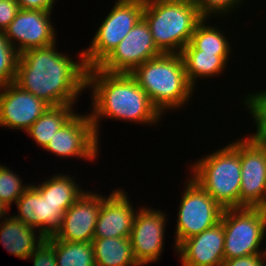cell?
Masks as SVG:
<instances>
[{
    "label": "cell",
    "mask_w": 266,
    "mask_h": 266,
    "mask_svg": "<svg viewBox=\"0 0 266 266\" xmlns=\"http://www.w3.org/2000/svg\"><path fill=\"white\" fill-rule=\"evenodd\" d=\"M53 45L26 50L19 54L14 83L50 106L75 105L86 90L87 67L83 51L76 62Z\"/></svg>",
    "instance_id": "obj_1"
},
{
    "label": "cell",
    "mask_w": 266,
    "mask_h": 266,
    "mask_svg": "<svg viewBox=\"0 0 266 266\" xmlns=\"http://www.w3.org/2000/svg\"><path fill=\"white\" fill-rule=\"evenodd\" d=\"M86 89L92 90L89 115L98 139L101 138L99 123L104 117L149 126L164 116L131 74L108 73L97 66L91 67L87 69Z\"/></svg>",
    "instance_id": "obj_2"
},
{
    "label": "cell",
    "mask_w": 266,
    "mask_h": 266,
    "mask_svg": "<svg viewBox=\"0 0 266 266\" xmlns=\"http://www.w3.org/2000/svg\"><path fill=\"white\" fill-rule=\"evenodd\" d=\"M130 74L161 114L180 109L195 93V88L187 80L180 54L162 53L139 65Z\"/></svg>",
    "instance_id": "obj_3"
},
{
    "label": "cell",
    "mask_w": 266,
    "mask_h": 266,
    "mask_svg": "<svg viewBox=\"0 0 266 266\" xmlns=\"http://www.w3.org/2000/svg\"><path fill=\"white\" fill-rule=\"evenodd\" d=\"M191 164L190 176L223 209L240 208V139Z\"/></svg>",
    "instance_id": "obj_4"
},
{
    "label": "cell",
    "mask_w": 266,
    "mask_h": 266,
    "mask_svg": "<svg viewBox=\"0 0 266 266\" xmlns=\"http://www.w3.org/2000/svg\"><path fill=\"white\" fill-rule=\"evenodd\" d=\"M143 18L162 53L180 54L203 19L196 5L144 2Z\"/></svg>",
    "instance_id": "obj_5"
},
{
    "label": "cell",
    "mask_w": 266,
    "mask_h": 266,
    "mask_svg": "<svg viewBox=\"0 0 266 266\" xmlns=\"http://www.w3.org/2000/svg\"><path fill=\"white\" fill-rule=\"evenodd\" d=\"M220 221L224 225V260L266 253V208L242 207L224 209Z\"/></svg>",
    "instance_id": "obj_6"
},
{
    "label": "cell",
    "mask_w": 266,
    "mask_h": 266,
    "mask_svg": "<svg viewBox=\"0 0 266 266\" xmlns=\"http://www.w3.org/2000/svg\"><path fill=\"white\" fill-rule=\"evenodd\" d=\"M115 4L83 51L87 68L98 66L143 18L144 0H115Z\"/></svg>",
    "instance_id": "obj_7"
},
{
    "label": "cell",
    "mask_w": 266,
    "mask_h": 266,
    "mask_svg": "<svg viewBox=\"0 0 266 266\" xmlns=\"http://www.w3.org/2000/svg\"><path fill=\"white\" fill-rule=\"evenodd\" d=\"M186 183L177 213L175 251L182 241L220 222L224 210L194 179L188 177Z\"/></svg>",
    "instance_id": "obj_8"
},
{
    "label": "cell",
    "mask_w": 266,
    "mask_h": 266,
    "mask_svg": "<svg viewBox=\"0 0 266 266\" xmlns=\"http://www.w3.org/2000/svg\"><path fill=\"white\" fill-rule=\"evenodd\" d=\"M161 54L142 18L97 67L108 73L130 74L139 65Z\"/></svg>",
    "instance_id": "obj_9"
},
{
    "label": "cell",
    "mask_w": 266,
    "mask_h": 266,
    "mask_svg": "<svg viewBox=\"0 0 266 266\" xmlns=\"http://www.w3.org/2000/svg\"><path fill=\"white\" fill-rule=\"evenodd\" d=\"M76 114L64 125L44 148L57 157H77L95 161L99 155V139L95 133L89 113Z\"/></svg>",
    "instance_id": "obj_10"
},
{
    "label": "cell",
    "mask_w": 266,
    "mask_h": 266,
    "mask_svg": "<svg viewBox=\"0 0 266 266\" xmlns=\"http://www.w3.org/2000/svg\"><path fill=\"white\" fill-rule=\"evenodd\" d=\"M240 208H265L266 142L240 138Z\"/></svg>",
    "instance_id": "obj_11"
},
{
    "label": "cell",
    "mask_w": 266,
    "mask_h": 266,
    "mask_svg": "<svg viewBox=\"0 0 266 266\" xmlns=\"http://www.w3.org/2000/svg\"><path fill=\"white\" fill-rule=\"evenodd\" d=\"M166 214L161 209L140 207L134 217L130 242L139 266L156 262L164 251Z\"/></svg>",
    "instance_id": "obj_12"
},
{
    "label": "cell",
    "mask_w": 266,
    "mask_h": 266,
    "mask_svg": "<svg viewBox=\"0 0 266 266\" xmlns=\"http://www.w3.org/2000/svg\"><path fill=\"white\" fill-rule=\"evenodd\" d=\"M51 13L42 10L20 9L5 28L4 35L19 54L32 48L56 43L55 37L57 36L54 25L51 23Z\"/></svg>",
    "instance_id": "obj_13"
},
{
    "label": "cell",
    "mask_w": 266,
    "mask_h": 266,
    "mask_svg": "<svg viewBox=\"0 0 266 266\" xmlns=\"http://www.w3.org/2000/svg\"><path fill=\"white\" fill-rule=\"evenodd\" d=\"M0 127L25 130L50 107L14 82L0 86Z\"/></svg>",
    "instance_id": "obj_14"
},
{
    "label": "cell",
    "mask_w": 266,
    "mask_h": 266,
    "mask_svg": "<svg viewBox=\"0 0 266 266\" xmlns=\"http://www.w3.org/2000/svg\"><path fill=\"white\" fill-rule=\"evenodd\" d=\"M105 195L85 191L64 213L54 236L69 242H92L101 202Z\"/></svg>",
    "instance_id": "obj_15"
},
{
    "label": "cell",
    "mask_w": 266,
    "mask_h": 266,
    "mask_svg": "<svg viewBox=\"0 0 266 266\" xmlns=\"http://www.w3.org/2000/svg\"><path fill=\"white\" fill-rule=\"evenodd\" d=\"M124 190L115 189L101 202L93 239L129 237L136 211Z\"/></svg>",
    "instance_id": "obj_16"
},
{
    "label": "cell",
    "mask_w": 266,
    "mask_h": 266,
    "mask_svg": "<svg viewBox=\"0 0 266 266\" xmlns=\"http://www.w3.org/2000/svg\"><path fill=\"white\" fill-rule=\"evenodd\" d=\"M224 225L215 226L182 241L176 252L182 266H222L224 261Z\"/></svg>",
    "instance_id": "obj_17"
},
{
    "label": "cell",
    "mask_w": 266,
    "mask_h": 266,
    "mask_svg": "<svg viewBox=\"0 0 266 266\" xmlns=\"http://www.w3.org/2000/svg\"><path fill=\"white\" fill-rule=\"evenodd\" d=\"M15 204L19 213L12 216L40 230L46 237L54 235L60 228L65 213L62 203H52L44 198L32 182Z\"/></svg>",
    "instance_id": "obj_18"
},
{
    "label": "cell",
    "mask_w": 266,
    "mask_h": 266,
    "mask_svg": "<svg viewBox=\"0 0 266 266\" xmlns=\"http://www.w3.org/2000/svg\"><path fill=\"white\" fill-rule=\"evenodd\" d=\"M2 221L0 222V242L7 252L20 259H28L47 238L40 230L36 231L34 227L26 225L11 215Z\"/></svg>",
    "instance_id": "obj_19"
},
{
    "label": "cell",
    "mask_w": 266,
    "mask_h": 266,
    "mask_svg": "<svg viewBox=\"0 0 266 266\" xmlns=\"http://www.w3.org/2000/svg\"><path fill=\"white\" fill-rule=\"evenodd\" d=\"M180 55L184 62L187 80L194 88L197 78L199 80L201 77L203 79L223 74L230 58V54H209L203 51H181Z\"/></svg>",
    "instance_id": "obj_20"
},
{
    "label": "cell",
    "mask_w": 266,
    "mask_h": 266,
    "mask_svg": "<svg viewBox=\"0 0 266 266\" xmlns=\"http://www.w3.org/2000/svg\"><path fill=\"white\" fill-rule=\"evenodd\" d=\"M96 266H139L129 237L93 239Z\"/></svg>",
    "instance_id": "obj_21"
},
{
    "label": "cell",
    "mask_w": 266,
    "mask_h": 266,
    "mask_svg": "<svg viewBox=\"0 0 266 266\" xmlns=\"http://www.w3.org/2000/svg\"><path fill=\"white\" fill-rule=\"evenodd\" d=\"M73 106H50L26 131L27 134L44 149L54 134L76 114Z\"/></svg>",
    "instance_id": "obj_22"
},
{
    "label": "cell",
    "mask_w": 266,
    "mask_h": 266,
    "mask_svg": "<svg viewBox=\"0 0 266 266\" xmlns=\"http://www.w3.org/2000/svg\"><path fill=\"white\" fill-rule=\"evenodd\" d=\"M42 184L33 185L39 193L52 203H62V209L66 211L85 192L74 181V177L65 174H55Z\"/></svg>",
    "instance_id": "obj_23"
},
{
    "label": "cell",
    "mask_w": 266,
    "mask_h": 266,
    "mask_svg": "<svg viewBox=\"0 0 266 266\" xmlns=\"http://www.w3.org/2000/svg\"><path fill=\"white\" fill-rule=\"evenodd\" d=\"M203 18L196 26L190 42L182 51H203L209 54H230V41L217 27L206 24ZM210 25V26H209Z\"/></svg>",
    "instance_id": "obj_24"
},
{
    "label": "cell",
    "mask_w": 266,
    "mask_h": 266,
    "mask_svg": "<svg viewBox=\"0 0 266 266\" xmlns=\"http://www.w3.org/2000/svg\"><path fill=\"white\" fill-rule=\"evenodd\" d=\"M54 245L57 266H96L92 242H69L48 236Z\"/></svg>",
    "instance_id": "obj_25"
},
{
    "label": "cell",
    "mask_w": 266,
    "mask_h": 266,
    "mask_svg": "<svg viewBox=\"0 0 266 266\" xmlns=\"http://www.w3.org/2000/svg\"><path fill=\"white\" fill-rule=\"evenodd\" d=\"M256 93L247 94L244 100L243 105L246 106L249 114L252 115V119L254 120L256 131L252 135H248V139L254 141H262L266 142V90Z\"/></svg>",
    "instance_id": "obj_26"
},
{
    "label": "cell",
    "mask_w": 266,
    "mask_h": 266,
    "mask_svg": "<svg viewBox=\"0 0 266 266\" xmlns=\"http://www.w3.org/2000/svg\"><path fill=\"white\" fill-rule=\"evenodd\" d=\"M7 167L0 164V200L11 209V204L16 203L31 184H23L19 176Z\"/></svg>",
    "instance_id": "obj_27"
},
{
    "label": "cell",
    "mask_w": 266,
    "mask_h": 266,
    "mask_svg": "<svg viewBox=\"0 0 266 266\" xmlns=\"http://www.w3.org/2000/svg\"><path fill=\"white\" fill-rule=\"evenodd\" d=\"M18 59L19 53L0 31V86L15 81Z\"/></svg>",
    "instance_id": "obj_28"
},
{
    "label": "cell",
    "mask_w": 266,
    "mask_h": 266,
    "mask_svg": "<svg viewBox=\"0 0 266 266\" xmlns=\"http://www.w3.org/2000/svg\"><path fill=\"white\" fill-rule=\"evenodd\" d=\"M244 0H196L198 12L202 18L209 19L210 16H224L231 11L236 10L235 7L242 4ZM234 8V9H233ZM214 14V15H213Z\"/></svg>",
    "instance_id": "obj_29"
},
{
    "label": "cell",
    "mask_w": 266,
    "mask_h": 266,
    "mask_svg": "<svg viewBox=\"0 0 266 266\" xmlns=\"http://www.w3.org/2000/svg\"><path fill=\"white\" fill-rule=\"evenodd\" d=\"M28 259L33 266H57L53 242L47 237Z\"/></svg>",
    "instance_id": "obj_30"
},
{
    "label": "cell",
    "mask_w": 266,
    "mask_h": 266,
    "mask_svg": "<svg viewBox=\"0 0 266 266\" xmlns=\"http://www.w3.org/2000/svg\"><path fill=\"white\" fill-rule=\"evenodd\" d=\"M20 9L17 0H0V31L3 32L5 30Z\"/></svg>",
    "instance_id": "obj_31"
},
{
    "label": "cell",
    "mask_w": 266,
    "mask_h": 266,
    "mask_svg": "<svg viewBox=\"0 0 266 266\" xmlns=\"http://www.w3.org/2000/svg\"><path fill=\"white\" fill-rule=\"evenodd\" d=\"M222 266H266V253L224 260Z\"/></svg>",
    "instance_id": "obj_32"
},
{
    "label": "cell",
    "mask_w": 266,
    "mask_h": 266,
    "mask_svg": "<svg viewBox=\"0 0 266 266\" xmlns=\"http://www.w3.org/2000/svg\"><path fill=\"white\" fill-rule=\"evenodd\" d=\"M55 0H17L21 9H34L52 12Z\"/></svg>",
    "instance_id": "obj_33"
},
{
    "label": "cell",
    "mask_w": 266,
    "mask_h": 266,
    "mask_svg": "<svg viewBox=\"0 0 266 266\" xmlns=\"http://www.w3.org/2000/svg\"><path fill=\"white\" fill-rule=\"evenodd\" d=\"M144 2L176 3V4H191V5H195L196 4V0H144Z\"/></svg>",
    "instance_id": "obj_34"
},
{
    "label": "cell",
    "mask_w": 266,
    "mask_h": 266,
    "mask_svg": "<svg viewBox=\"0 0 266 266\" xmlns=\"http://www.w3.org/2000/svg\"><path fill=\"white\" fill-rule=\"evenodd\" d=\"M10 210L1 200H0V219H4L5 216H7L6 214L7 211Z\"/></svg>",
    "instance_id": "obj_35"
}]
</instances>
